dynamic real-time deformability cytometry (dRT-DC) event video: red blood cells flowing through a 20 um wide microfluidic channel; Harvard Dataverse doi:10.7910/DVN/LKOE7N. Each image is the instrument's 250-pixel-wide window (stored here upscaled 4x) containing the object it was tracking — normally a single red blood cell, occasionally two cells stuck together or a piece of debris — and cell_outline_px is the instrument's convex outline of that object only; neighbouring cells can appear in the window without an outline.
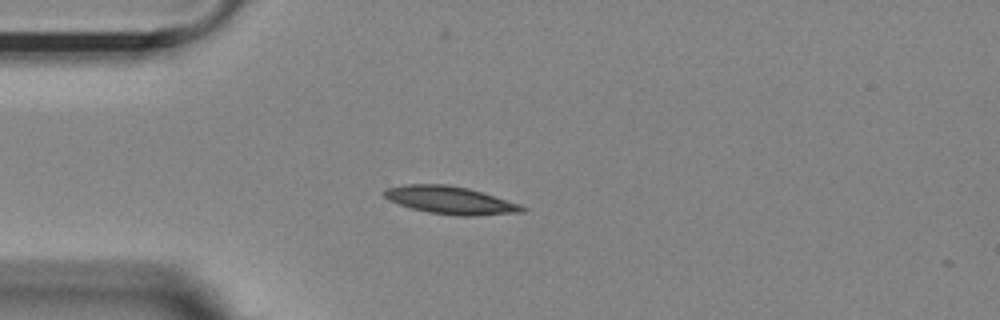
{"species": "Egyptian fruit bat (a non-hibernating species)", "species_latin": "Rousettus aegyptiacus", "temperature_condition": "room temperature", "stored_images_in_passage": 16, "camera_frame_rate_fps": 3000, "um_per_image_px": 0.085, "animal": {"sex": "female"}, "frame": {"image": 1, "passage_image": 13, "time_ms": 4.0, "image_size_px": [1000, 320], "cell_outline_px": [[528, 208], [524, 212], [476, 216], [456, 216], [428, 212], [412, 208], [388, 200], [380, 192], [384, 188], [408, 184], [448, 184], [468, 188], [520, 204]], "centroid_in_image_um": [38.26, 17.02], "position_along_channel_um": 46.7, "area_um2": 22.43}}